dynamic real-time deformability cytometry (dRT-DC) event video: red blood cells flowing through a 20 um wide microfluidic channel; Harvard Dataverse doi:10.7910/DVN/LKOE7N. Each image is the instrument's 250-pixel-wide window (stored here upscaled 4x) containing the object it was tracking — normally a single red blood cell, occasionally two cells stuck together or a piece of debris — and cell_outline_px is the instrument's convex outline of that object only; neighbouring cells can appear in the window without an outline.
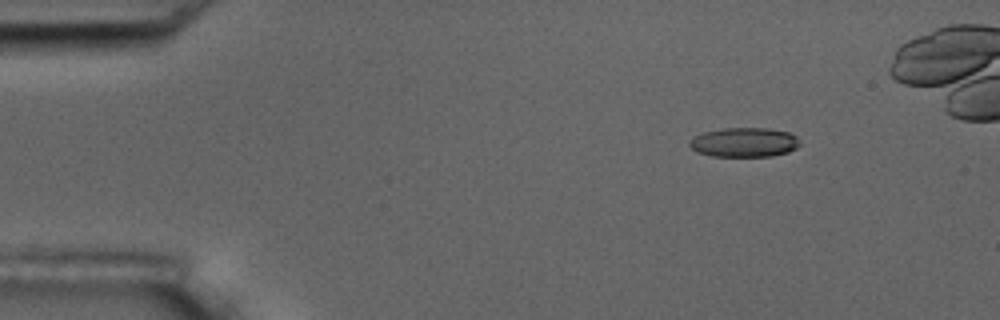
{"species": "common noctule bat (a hibernating species)", "species_latin": "Nyctalus noctula", "temperature_condition": "room temperature", "stored_images_in_passage": 11, "camera_frame_rate_fps": 3000, "um_per_image_px": 0.085, "animal": {"sex": "male", "body_mass_g": 17.5, "forearm_length_mm": 52.3}, "frame": {"image": 1, "passage_image": 1, "time_ms": 0.0, "image_size_px": [1000, 320], "cell_outline_px": [[800, 144], [796, 148], [788, 152], [772, 156], [712, 156], [696, 152], [688, 144], [688, 140], [704, 132], [724, 128], [768, 128], [788, 132], [796, 136]], "centroid_in_image_um": [63.25, 12.1], "position_along_channel_um": 21.8, "area_um2": 18.9}}
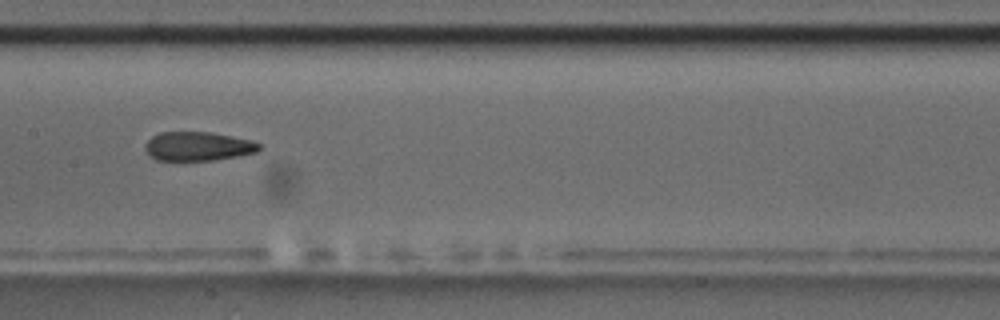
{"frame": {"image": 2, "passage_image": 7, "time_ms": 7.0, "image_size_px": [1000, 320], "cell_outline_px": [[260, 148], [256, 152], [236, 156], [212, 160], [156, 160], [148, 156], [144, 148], [144, 144], [152, 136], [160, 132], [208, 132], [252, 140], [260, 144]], "centroid_in_image_um": [16.77, 12.43], "position_along_channel_um": 190.6, "area_um2": 19.19}}
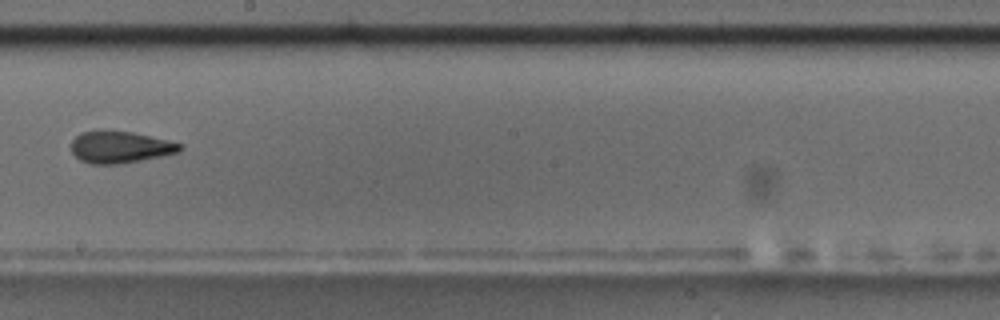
{"frame": {"image": 3, "passage_image": 8, "time_ms": 8.333, "image_size_px": [1000, 320], "cell_outline_px": [[184, 148], [180, 152], [120, 164], [88, 164], [80, 160], [72, 152], [72, 140], [80, 132], [100, 128], [104, 128], [132, 132], [168, 140], [184, 144]], "centroid_in_image_um": [10.19, 12.47], "position_along_channel_um": 238.0, "area_um2": 20.69}}